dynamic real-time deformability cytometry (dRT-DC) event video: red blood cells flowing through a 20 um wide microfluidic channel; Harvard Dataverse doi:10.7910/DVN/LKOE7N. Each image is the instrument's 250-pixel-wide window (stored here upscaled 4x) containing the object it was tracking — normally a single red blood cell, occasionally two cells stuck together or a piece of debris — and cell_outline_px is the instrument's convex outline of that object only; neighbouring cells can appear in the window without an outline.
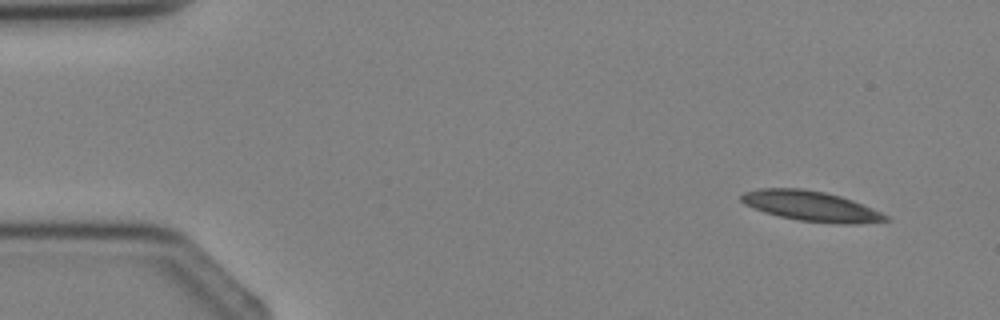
{"species": "Egyptian fruit bat (a non-hibernating species)", "species_latin": "Rousettus aegyptiacus", "temperature_condition": "cold", "stored_images_in_passage": 5, "segment_of_instrument_passage": [2, 2], "camera_frame_rate_fps": 3000, "um_per_image_px": 0.085, "animal": {"sex": "female"}, "frame": {"image": 1, "passage_image": 5, "time_ms": 4.667, "image_size_px": [1000, 320], "cell_outline_px": [[888, 220], [856, 224], [840, 224], [800, 220], [780, 216], [764, 212], [744, 204], [740, 200], [740, 196], [744, 192], [760, 188], [804, 188], [824, 192], [840, 196], [852, 200], [880, 212], [888, 216]], "centroid_in_image_um": [68.9, 17.51], "position_along_channel_um": 16.1, "area_um2": 25.09}}